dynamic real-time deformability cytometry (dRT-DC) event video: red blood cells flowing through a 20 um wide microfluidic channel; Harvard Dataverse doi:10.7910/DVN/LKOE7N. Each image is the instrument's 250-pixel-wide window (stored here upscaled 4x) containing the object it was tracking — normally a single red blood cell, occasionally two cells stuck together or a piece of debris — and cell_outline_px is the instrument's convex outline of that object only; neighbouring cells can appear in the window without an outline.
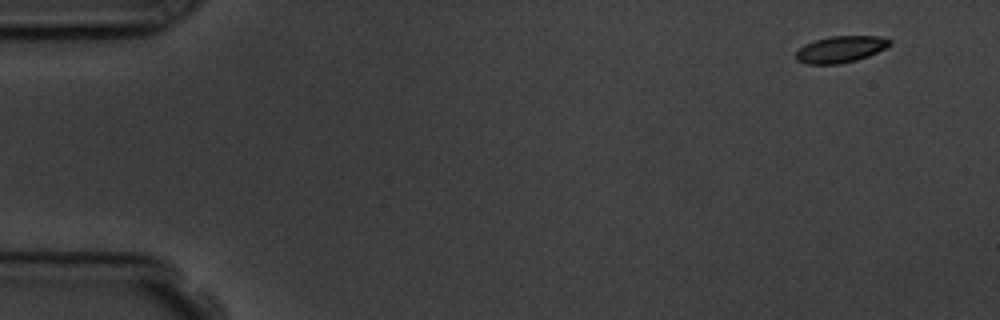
{"species": "common noctule bat (a hibernating species)", "species_latin": "Nyctalus noctula", "temperature_condition": "room temperature", "stored_images_in_passage": 6, "segment_of_instrument_passage": [2, 2], "camera_frame_rate_fps": 3000, "um_per_image_px": 0.085, "animal": {"sex": "male", "body_mass_g": 19.5, "forearm_length_mm": 54.6}, "frame": {"image": 1, "passage_image": 6, "time_ms": 6.0, "image_size_px": [1000, 320], "cell_outline_px": [[892, 44], [868, 56], [856, 60], [840, 64], [804, 64], [796, 60], [796, 52], [804, 44], [828, 36], [880, 36], [892, 40]], "centroid_in_image_um": [71.44, 4.19], "position_along_channel_um": 13.6, "area_um2": 14.57}}